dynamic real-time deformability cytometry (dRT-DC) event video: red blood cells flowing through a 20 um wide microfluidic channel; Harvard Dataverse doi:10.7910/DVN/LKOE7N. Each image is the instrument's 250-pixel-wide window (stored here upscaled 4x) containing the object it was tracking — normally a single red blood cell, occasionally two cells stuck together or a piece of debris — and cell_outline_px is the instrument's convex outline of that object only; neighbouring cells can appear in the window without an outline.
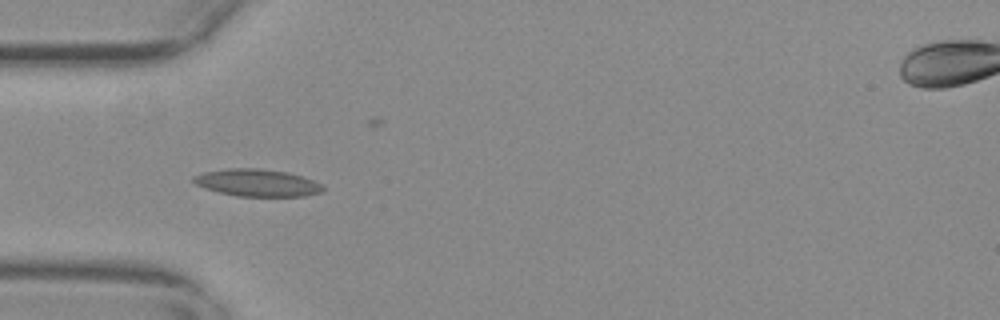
{"species": "common noctule bat (a hibernating species)", "species_latin": "Nyctalus noctula", "temperature_condition": "warm", "stored_images_in_passage": 31, "camera_frame_rate_fps": 3000, "um_per_image_px": 0.085, "animal": {"sex": "female", "body_mass_g": 29.2, "forearm_length_mm": 56.3}, "frame": {"image": 1, "passage_image": 1, "time_ms": 0.0, "image_size_px": [1000, 320], "cell_outline_px": [[324, 188], [320, 192], [304, 196], [236, 196], [204, 188], [196, 184], [192, 180], [192, 176], [204, 172], [228, 168], [260, 168], [288, 172], [324, 184]], "centroid_in_image_um": [21.85, 15.53], "position_along_channel_um": 63.2, "area_um2": 20.52}}
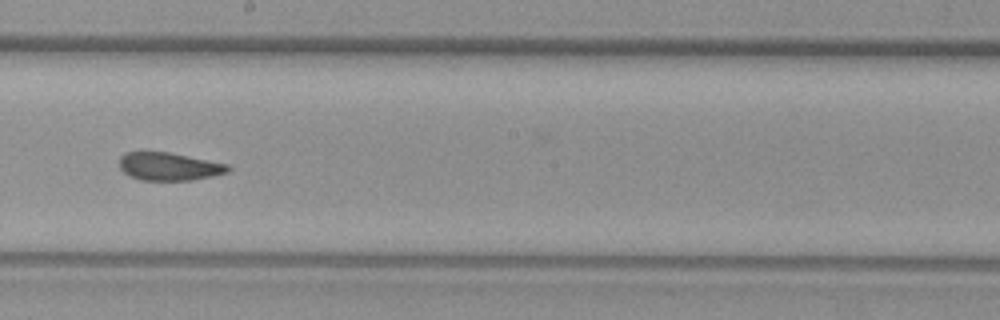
{"frame": {"image": 2, "passage_image": 15, "time_ms": 4.667, "image_size_px": [1000, 320], "cell_outline_px": [[232, 168], [228, 172], [212, 176], [192, 180], [140, 180], [128, 176], [120, 168], [120, 156], [124, 152], [168, 152], [228, 164]], "centroid_in_image_um": [14.36, 14.15], "position_along_channel_um": 233.8, "area_um2": 17.69}}
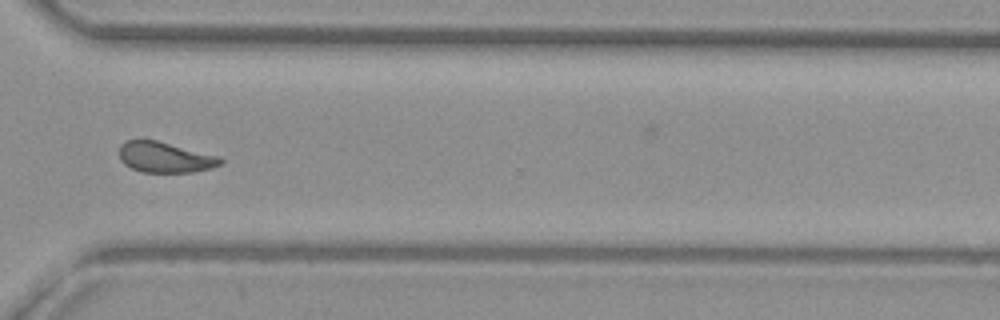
{"frame": {"image": 3, "passage_image": 25, "time_ms": 8.0, "image_size_px": [1000, 320], "cell_outline_px": [[224, 164], [212, 168], [192, 172], [144, 172], [132, 168], [124, 164], [120, 160], [120, 144], [124, 140], [156, 140], [220, 156], [224, 160]], "centroid_in_image_um": [14.06, 13.37], "position_along_channel_um": 356.5, "area_um2": 18.15}, "authors_computed_cell_mechanics": {"area_um2": 18.6116, "velocity_mm_per_s": 3.6835, "shape_relaxation_time_tau1_ms": null, "shape_relaxation_time_tau2_ms": 2.1363, "deformation_change_tau1": null, "deformation_change_tau2": 0.0877}}